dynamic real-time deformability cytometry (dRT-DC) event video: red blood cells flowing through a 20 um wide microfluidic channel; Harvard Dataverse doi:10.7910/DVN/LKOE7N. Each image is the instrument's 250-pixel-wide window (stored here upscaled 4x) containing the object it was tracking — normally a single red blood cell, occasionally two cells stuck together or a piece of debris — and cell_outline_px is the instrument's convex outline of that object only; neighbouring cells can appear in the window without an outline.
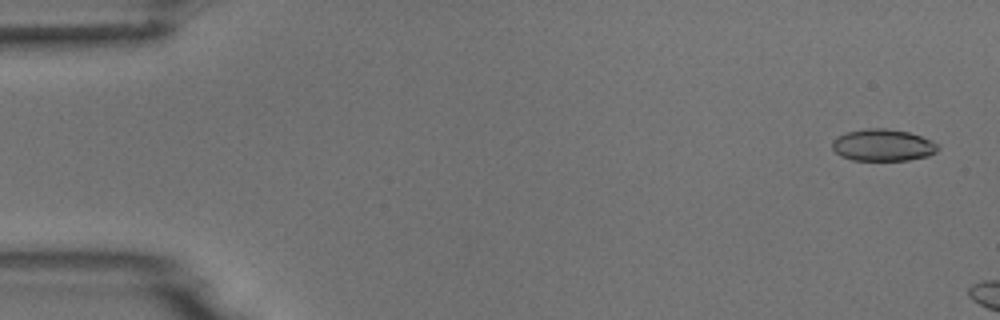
{"species": "common noctule bat (a hibernating species)", "species_latin": "Nyctalus noctula", "temperature_condition": "room temperature", "stored_images_in_passage": 3, "camera_frame_rate_fps": 3000, "um_per_image_px": 0.085, "animal": {"sex": "male", "body_mass_g": 18.8}, "frame": {"image": 1, "passage_image": 1, "time_ms": 0.0, "image_size_px": [1000, 320], "cell_outline_px": [[940, 148], [936, 152], [928, 156], [908, 160], [852, 160], [840, 156], [832, 148], [832, 140], [836, 136], [848, 132], [868, 128], [888, 128], [908, 132], [932, 140], [940, 144]], "centroid_in_image_um": [75.06, 12.33], "position_along_channel_um": 9.9, "area_um2": 19.83}}